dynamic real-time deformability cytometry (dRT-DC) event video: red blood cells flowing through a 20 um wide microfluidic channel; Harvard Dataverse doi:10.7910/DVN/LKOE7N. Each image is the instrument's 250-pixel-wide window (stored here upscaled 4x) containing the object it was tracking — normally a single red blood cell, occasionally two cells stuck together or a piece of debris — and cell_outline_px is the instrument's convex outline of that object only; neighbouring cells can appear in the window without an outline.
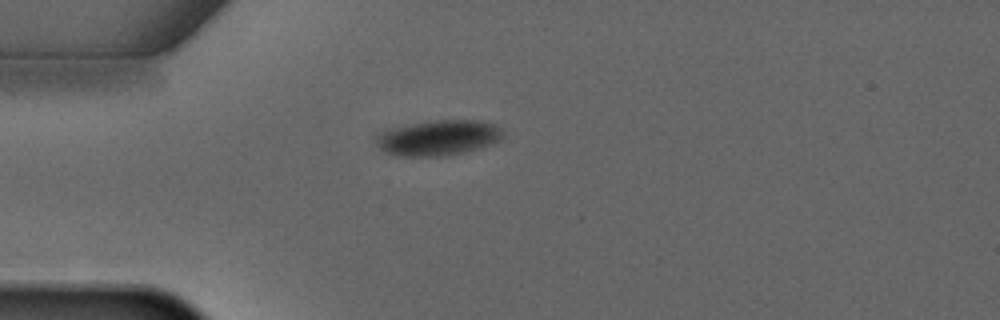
{"species": "common noctule bat (a hibernating species)", "species_latin": "Nyctalus noctula", "temperature_condition": "warm", "stored_images_in_passage": 2, "camera_frame_rate_fps": 3000, "um_per_image_px": 0.085, "animal": {"sex": "male", "forearm_length_mm": 52.5}, "frame": {"image": 1, "passage_image": 1, "time_ms": 0.0, "image_size_px": [1000, 320], "cell_outline_px": [[504, 140], [480, 148], [464, 152], [440, 156], [400, 156], [384, 152], [376, 144], [376, 132], [384, 128], [428, 120], [484, 120], [496, 124], [504, 128]], "centroid_in_image_um": [37.27, 11.68], "position_along_channel_um": 47.7, "area_um2": 27.11}}